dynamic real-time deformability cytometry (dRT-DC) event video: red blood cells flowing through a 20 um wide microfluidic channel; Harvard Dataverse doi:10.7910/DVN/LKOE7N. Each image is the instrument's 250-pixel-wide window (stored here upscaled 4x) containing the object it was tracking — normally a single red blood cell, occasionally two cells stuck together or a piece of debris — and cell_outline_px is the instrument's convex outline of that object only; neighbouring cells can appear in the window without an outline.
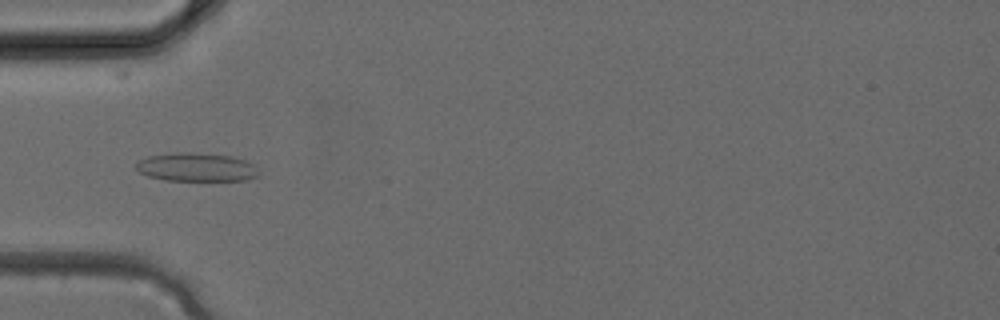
{"species": "common noctule bat (a hibernating species)", "species_latin": "Nyctalus noctula", "temperature_condition": "cold", "stored_images_in_passage": 4, "camera_frame_rate_fps": 3000, "um_per_image_px": 0.085, "animal": {"sex": "female", "body_mass_g": 24.6, "forearm_length_mm": 56.2}, "frame": {"image": 1, "passage_image": 3, "time_ms": 0.667, "image_size_px": [1000, 320], "cell_outline_px": [[260, 172], [256, 176], [244, 180], [164, 180], [148, 176], [140, 172], [136, 168], [136, 160], [148, 156], [176, 152], [188, 152], [232, 156], [244, 160], [252, 164]], "centroid_in_image_um": [16.65, 14.2], "position_along_channel_um": 68.4, "area_um2": 20.29}}